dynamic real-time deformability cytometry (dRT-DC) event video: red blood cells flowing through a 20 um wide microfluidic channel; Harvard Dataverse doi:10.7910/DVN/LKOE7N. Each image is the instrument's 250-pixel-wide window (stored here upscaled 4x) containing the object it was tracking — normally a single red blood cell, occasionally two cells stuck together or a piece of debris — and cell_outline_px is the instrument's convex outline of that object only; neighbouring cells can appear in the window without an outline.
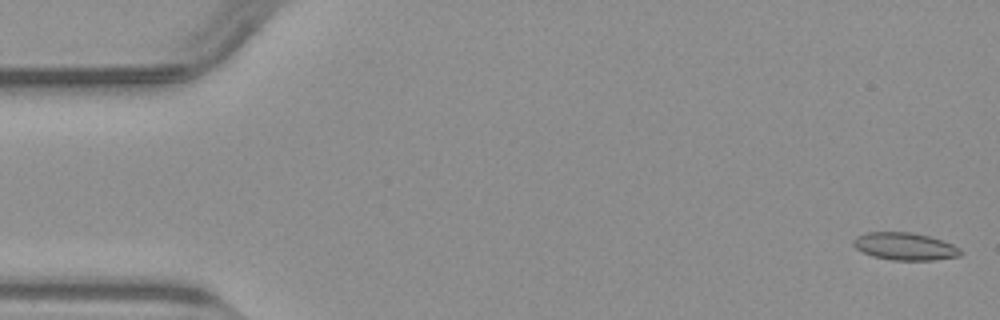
{"species": "common noctule bat (a hibernating species)", "species_latin": "Nyctalus noctula", "temperature_condition": "warm", "stored_images_in_passage": 50, "camera_frame_rate_fps": 3000, "um_per_image_px": 0.085, "animal": {"sex": "male", "body_mass_g": 23.1, "forearm_length_mm": 52.7}, "frame": {"image": 1, "passage_image": 1, "time_ms": 0.0, "image_size_px": [1000, 320], "cell_outline_px": [[960, 256], [936, 260], [892, 260], [872, 256], [856, 248], [852, 244], [852, 240], [856, 236], [868, 232], [912, 232], [928, 236], [952, 244], [960, 248]], "centroid_in_image_um": [76.89, 20.94], "position_along_channel_um": 8.1, "area_um2": 17.11}}
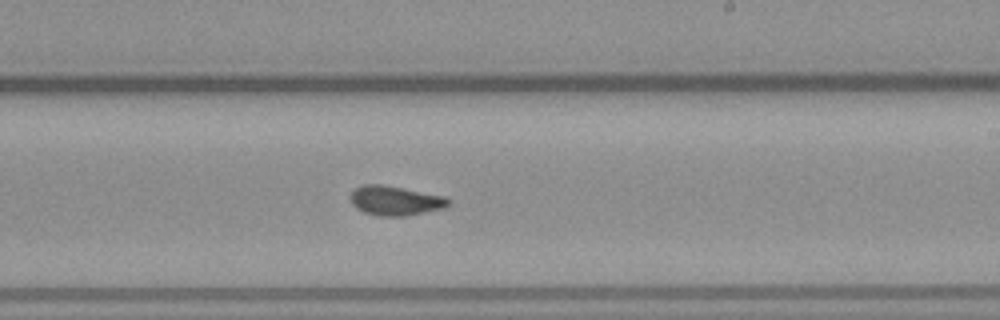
{"frame": {"image": 2, "passage_image": 29, "time_ms": 9.333, "image_size_px": [1000, 320], "cell_outline_px": [[452, 204], [444, 208], [404, 216], [380, 216], [364, 212], [356, 208], [352, 204], [352, 192], [356, 188], [364, 184], [384, 184], [444, 196], [452, 200]], "centroid_in_image_um": [33.64, 17.05], "position_along_channel_um": 255.4, "area_um2": 16.82}}
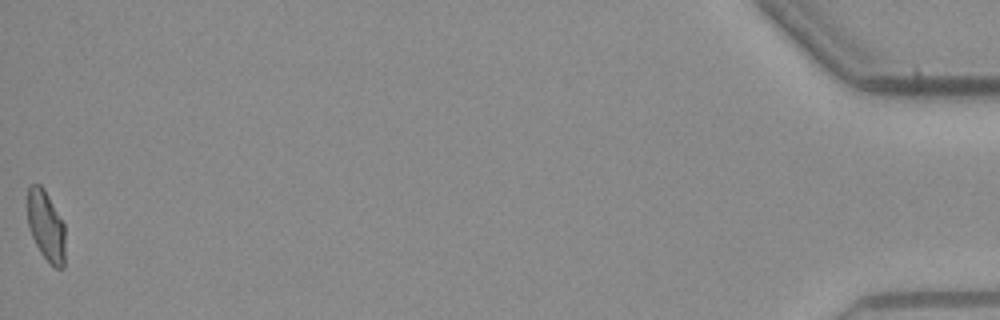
{"frame": {"image": 3, "passage_image": 50, "time_ms": 16.333, "image_size_px": [1000, 320], "cell_outline_px": [[64, 268], [56, 268], [40, 252], [32, 236], [28, 224], [28, 188], [32, 184], [40, 184], [44, 188], [64, 224]], "centroid_in_image_um": [3.91, 19.18], "position_along_channel_um": 431.3, "area_um2": 15.14}}